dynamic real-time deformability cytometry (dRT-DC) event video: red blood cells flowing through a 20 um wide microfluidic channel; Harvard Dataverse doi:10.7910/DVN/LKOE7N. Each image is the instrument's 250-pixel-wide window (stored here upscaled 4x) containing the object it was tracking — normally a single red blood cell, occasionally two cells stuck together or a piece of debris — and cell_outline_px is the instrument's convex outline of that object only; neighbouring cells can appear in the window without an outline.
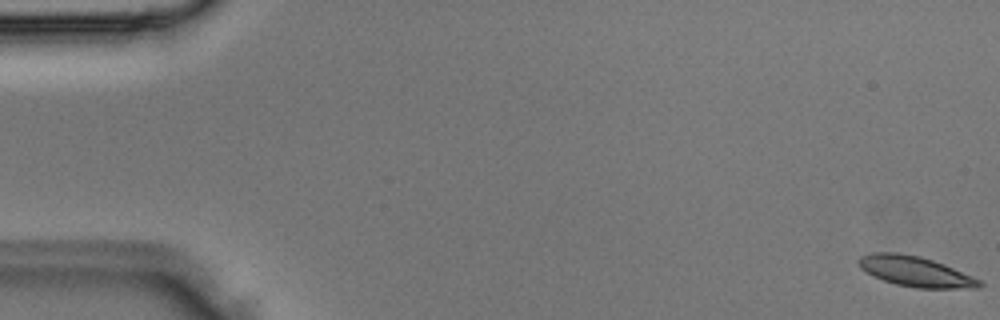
{"species": "Egyptian fruit bat (a non-hibernating species)", "species_latin": "Rousettus aegyptiacus", "temperature_condition": "room temperature", "stored_images_in_passage": 4, "camera_frame_rate_fps": 3000, "um_per_image_px": 0.085, "animal": {"sex": "male"}, "frame": {"image": 1, "passage_image": 1, "time_ms": 0.0, "image_size_px": [1000, 320], "cell_outline_px": [[984, 284], [980, 288], [916, 288], [896, 284], [884, 280], [860, 268], [856, 260], [860, 256], [872, 252], [900, 252], [920, 256], [944, 264], [972, 276], [980, 280]], "centroid_in_image_um": [77.81, 23.06], "position_along_channel_um": 7.2, "area_um2": 21.27}}